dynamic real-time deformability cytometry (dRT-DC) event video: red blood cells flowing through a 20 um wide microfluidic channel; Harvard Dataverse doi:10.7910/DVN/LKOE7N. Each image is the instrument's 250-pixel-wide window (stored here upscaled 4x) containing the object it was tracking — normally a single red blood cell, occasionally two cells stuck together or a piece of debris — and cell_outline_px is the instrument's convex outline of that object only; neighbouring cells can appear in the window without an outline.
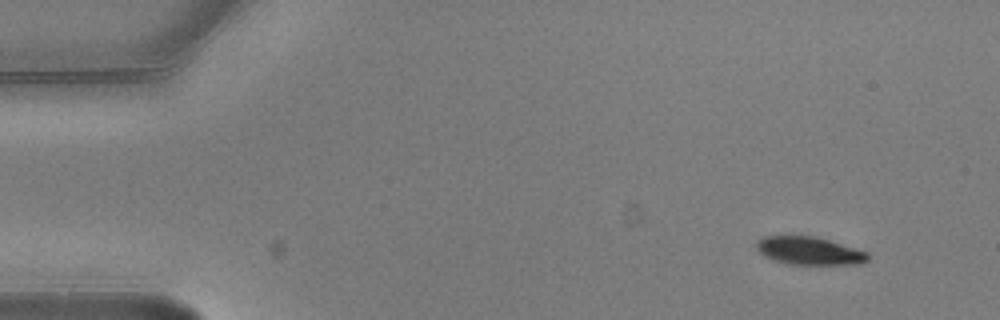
{"species": "common noctule bat (a hibernating species)", "species_latin": "Nyctalus noctula", "temperature_condition": "warm", "stored_images_in_passage": 4, "camera_frame_rate_fps": 3000, "um_per_image_px": 0.085, "animal": {"sex": "male", "body_mass_g": 20.5, "forearm_length_mm": 52.5}, "frame": {"image": 1, "passage_image": 1, "time_ms": 0.0, "image_size_px": [1000, 320], "cell_outline_px": [[868, 260], [860, 264], [788, 264], [772, 260], [764, 256], [756, 248], [756, 240], [764, 236], [816, 236], [868, 252]], "centroid_in_image_um": [68.76, 21.32], "position_along_channel_um": 16.2, "area_um2": 18.15}}
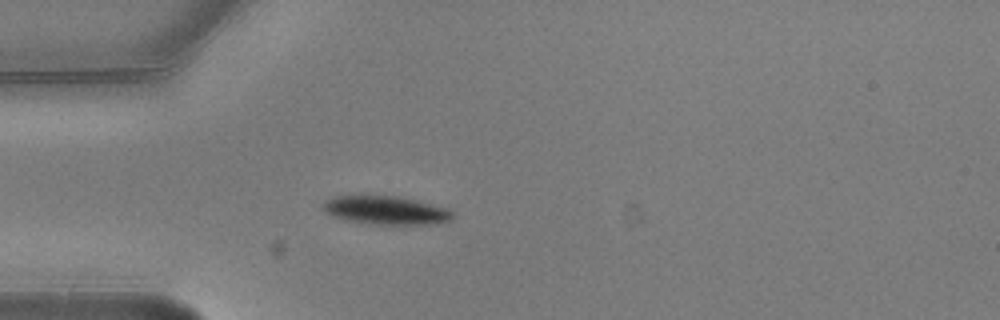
{"frame": {"image": 2, "passage_image": 4, "time_ms": 1.0, "image_size_px": [1000, 320], "cell_outline_px": [[456, 212], [452, 220], [436, 224], [368, 224], [348, 220], [332, 216], [324, 208], [324, 204], [332, 196], [360, 192], [400, 196], [448, 208]], "centroid_in_image_um": [32.82, 17.82], "position_along_channel_um": 52.2, "area_um2": 22.43}}